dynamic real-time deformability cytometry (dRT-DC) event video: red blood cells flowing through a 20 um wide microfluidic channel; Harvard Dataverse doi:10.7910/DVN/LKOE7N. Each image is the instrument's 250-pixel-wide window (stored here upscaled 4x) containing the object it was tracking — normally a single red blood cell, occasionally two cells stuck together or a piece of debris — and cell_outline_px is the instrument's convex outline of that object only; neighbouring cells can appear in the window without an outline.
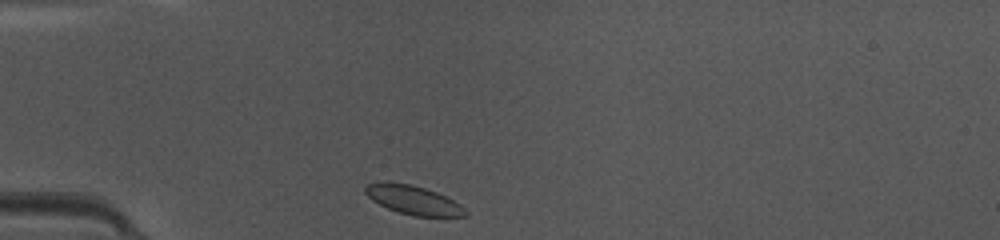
{"species": "common noctule bat (a hibernating species)", "species_latin": "Nyctalus noctula", "temperature_condition": "warm", "stored_images_in_passage": 35, "camera_frame_rate_fps": 3000, "um_per_image_px": 0.085, "animal": {"sex": "female", "body_mass_g": 10.0, "forearm_length_mm": 53.1}, "frame": {"image": 1, "passage_image": 1, "time_ms": 0.0, "image_size_px": [1000, 240], "cell_outline_px": [[468, 216], [412, 216], [388, 208], [372, 200], [364, 192], [364, 184], [384, 180], [412, 184], [436, 192], [460, 204], [468, 212]], "centroid_in_image_um": [35.08, 16.97], "position_along_channel_um": 49.9, "area_um2": 16.99}}
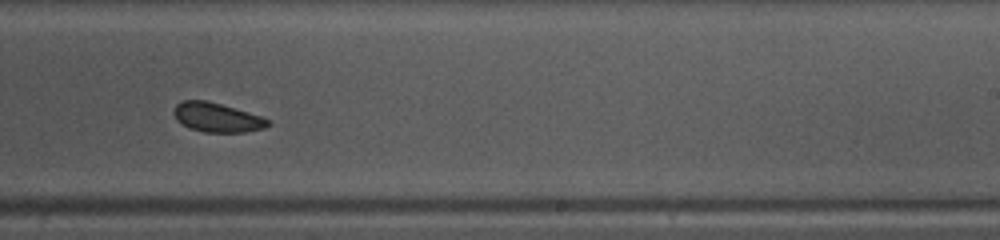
{"frame": {"image": 2, "passage_image": 18, "time_ms": 5.667, "image_size_px": [1000, 240], "cell_outline_px": [[272, 124], [264, 128], [244, 132], [204, 132], [188, 128], [180, 124], [176, 120], [172, 112], [176, 104], [184, 100], [208, 100], [248, 112], [272, 120]], "centroid_in_image_um": [18.43, 9.98], "position_along_channel_um": 270.6, "area_um2": 16.3}}
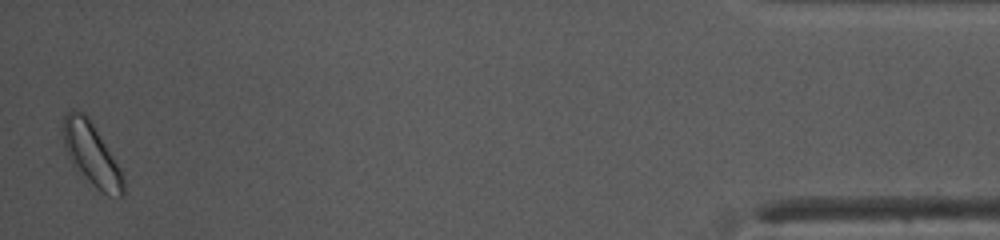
{"frame": {"image": 3, "passage_image": 35, "time_ms": 11.333, "image_size_px": [1000, 240], "cell_outline_px": [[124, 196], [108, 196], [96, 188], [76, 172], [64, 148], [64, 116], [72, 108], [84, 112], [88, 116], [120, 168], [124, 176]], "centroid_in_image_um": [7.78, 13.14], "position_along_channel_um": 427.4, "area_um2": 22.08}, "authors_computed_cell_mechanics": {"area_um2": 17.1088, "velocity_mm_per_s": 4.1723, "shape_relaxation_time_tau1_ms": 0.9993, "shape_relaxation_time_tau2_ms": null, "deformation_change_tau1": 0.0664, "deformation_change_tau2": null}}